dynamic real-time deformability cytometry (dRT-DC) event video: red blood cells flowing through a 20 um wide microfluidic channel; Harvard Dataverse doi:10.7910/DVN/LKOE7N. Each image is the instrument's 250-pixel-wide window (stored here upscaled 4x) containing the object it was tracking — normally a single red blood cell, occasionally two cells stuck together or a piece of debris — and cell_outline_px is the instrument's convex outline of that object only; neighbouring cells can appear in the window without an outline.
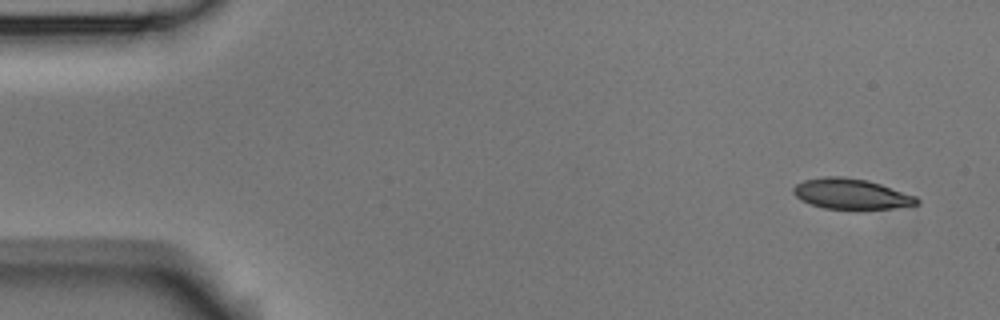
{"species": "Egyptian fruit bat (a non-hibernating species)", "species_latin": "Rousettus aegyptiacus", "temperature_condition": "room temperature", "stored_images_in_passage": 5, "camera_frame_rate_fps": 3000, "um_per_image_px": 0.085, "animal": {"sex": "male"}, "frame": {"image": 1, "passage_image": 1, "time_ms": 0.0, "image_size_px": [1000, 320], "cell_outline_px": [[920, 204], [892, 208], [856, 212], [824, 208], [800, 200], [792, 192], [792, 188], [796, 184], [804, 180], [824, 176], [840, 176], [868, 180], [916, 196], [920, 200]], "centroid_in_image_um": [72.36, 16.52], "position_along_channel_um": 12.6, "area_um2": 22.66}}
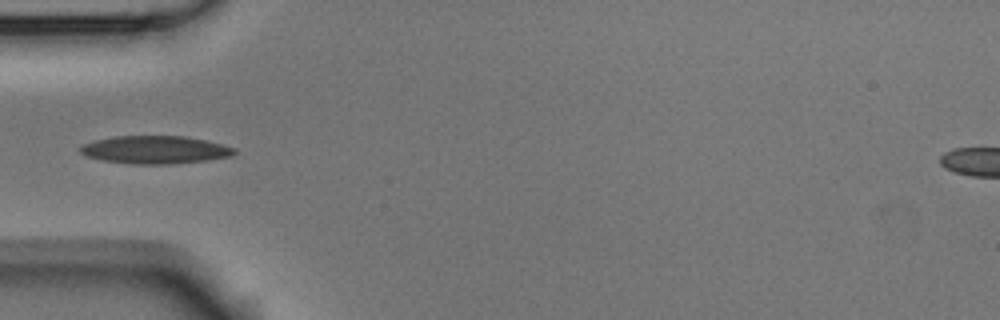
{"frame": {"image": 2, "passage_image": 4, "time_ms": 1.0, "image_size_px": [1000, 320], "cell_outline_px": [[236, 152], [232, 156], [208, 160], [168, 164], [132, 164], [100, 160], [88, 156], [80, 152], [80, 148], [84, 144], [96, 140], [116, 136], [184, 136], [204, 140], [236, 148]], "centroid_in_image_um": [13.2, 12.73], "position_along_channel_um": 71.8, "area_um2": 24.85}}
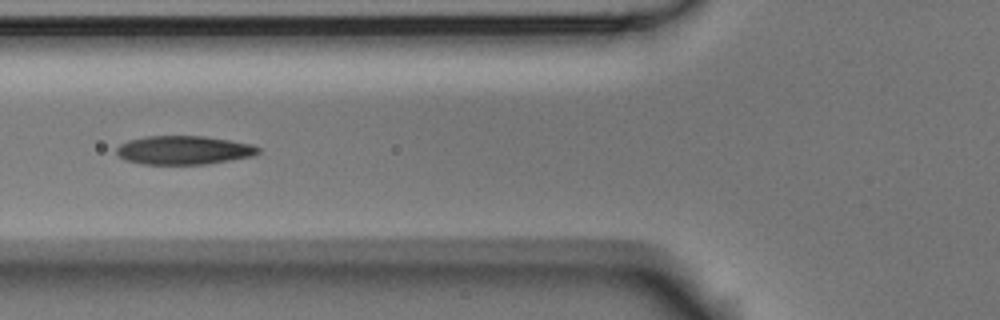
{"frame": {"image": 3, "passage_image": 5, "time_ms": 1.333, "image_size_px": [1000, 320], "cell_outline_px": [[260, 152], [252, 156], [204, 164], [144, 164], [124, 160], [116, 152], [116, 148], [120, 144], [128, 140], [148, 136], [204, 136], [252, 144], [260, 148]], "centroid_in_image_um": [15.6, 12.76], "position_along_channel_um": 110.2, "area_um2": 23.52}}